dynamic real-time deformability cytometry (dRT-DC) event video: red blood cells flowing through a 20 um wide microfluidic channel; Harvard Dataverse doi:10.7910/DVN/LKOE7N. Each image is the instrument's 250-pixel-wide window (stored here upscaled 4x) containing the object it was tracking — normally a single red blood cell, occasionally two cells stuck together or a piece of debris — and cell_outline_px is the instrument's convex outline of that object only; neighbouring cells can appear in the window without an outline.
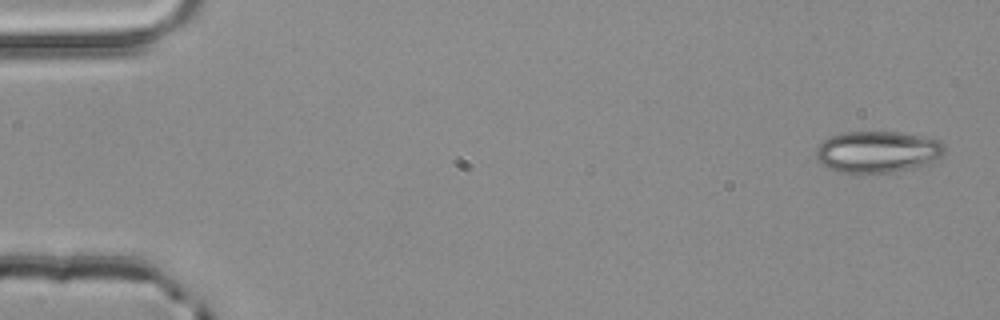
{"species": "common noctule bat (a hibernating species)", "species_latin": "Nyctalus noctula", "temperature_condition": "room temperature", "stored_images_in_passage": 5, "camera_frame_rate_fps": 3000, "um_per_image_px": 0.085, "animal": {"sex": "male", "body_mass_g": 20.4}, "frame": {"image": 1, "passage_image": 1, "time_ms": 0.0, "image_size_px": [1000, 320], "cell_outline_px": [[944, 152], [940, 160], [928, 164], [912, 168], [876, 176], [836, 172], [820, 164], [816, 160], [816, 148], [824, 140], [832, 136], [844, 132], [896, 132], [940, 140], [944, 144]], "centroid_in_image_um": [74.57, 12.96], "position_along_channel_um": 10.4, "area_um2": 32.02}}